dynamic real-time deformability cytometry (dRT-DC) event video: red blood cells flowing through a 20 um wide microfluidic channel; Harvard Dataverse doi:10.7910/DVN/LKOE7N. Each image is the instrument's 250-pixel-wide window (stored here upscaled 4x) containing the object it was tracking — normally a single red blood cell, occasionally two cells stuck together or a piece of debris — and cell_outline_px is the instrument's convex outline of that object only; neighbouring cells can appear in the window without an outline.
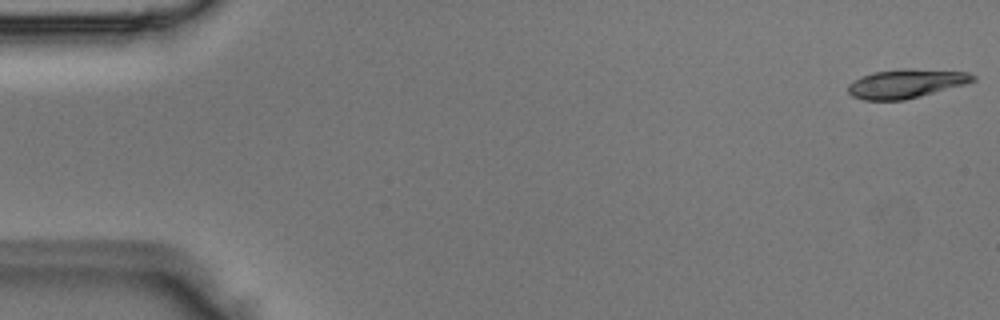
{"species": "Egyptian fruit bat (a non-hibernating species)", "species_latin": "Rousettus aegyptiacus", "temperature_condition": "room temperature", "stored_images_in_passage": 4, "camera_frame_rate_fps": 3000, "um_per_image_px": 0.085, "animal": {"sex": "male"}, "frame": {"image": 1, "passage_image": 1, "time_ms": 0.0, "image_size_px": [1000, 320], "cell_outline_px": [[976, 80], [968, 84], [904, 100], [864, 100], [852, 96], [848, 92], [848, 84], [860, 76], [872, 72], [904, 68], [912, 68], [968, 72], [976, 76]], "centroid_in_image_um": [77.03, 7.09], "position_along_channel_um": 8.0, "area_um2": 21.33}}
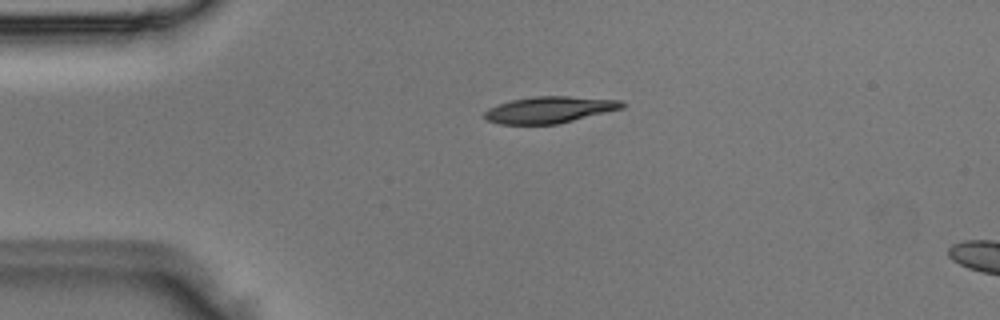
{"frame": {"image": 2, "passage_image": 3, "time_ms": 0.667, "image_size_px": [1000, 320], "cell_outline_px": [[628, 104], [624, 108], [556, 124], [500, 124], [488, 120], [484, 116], [484, 112], [488, 108], [512, 100], [536, 96], [568, 96], [624, 100]], "centroid_in_image_um": [46.77, 9.32], "position_along_channel_um": 38.2, "area_um2": 21.21}}